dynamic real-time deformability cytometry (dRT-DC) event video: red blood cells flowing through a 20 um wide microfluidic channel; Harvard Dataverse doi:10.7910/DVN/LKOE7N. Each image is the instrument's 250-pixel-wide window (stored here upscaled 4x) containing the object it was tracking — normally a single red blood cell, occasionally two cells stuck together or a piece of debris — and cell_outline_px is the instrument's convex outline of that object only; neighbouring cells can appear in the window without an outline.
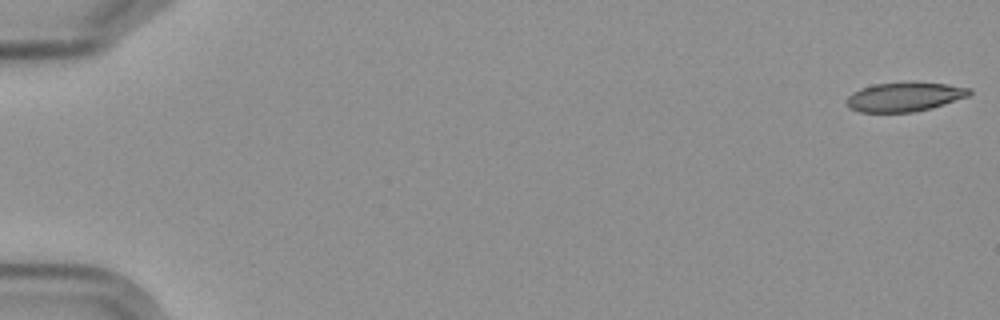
{"species": "Egyptian fruit bat (a non-hibernating species)", "species_latin": "Rousettus aegyptiacus", "temperature_condition": "cold", "stored_images_in_passage": 5, "camera_frame_rate_fps": 3000, "um_per_image_px": 0.085, "frame": {"image": 1, "passage_image": 1, "time_ms": 0.0, "image_size_px": [1000, 320], "cell_outline_px": [[972, 92], [968, 96], [944, 104], [912, 112], [860, 112], [852, 108], [848, 104], [848, 96], [852, 92], [860, 88], [876, 84], [916, 80], [948, 84], [972, 88]], "centroid_in_image_um": [76.93, 8.19], "position_along_channel_um": 8.1, "area_um2": 21.1}}
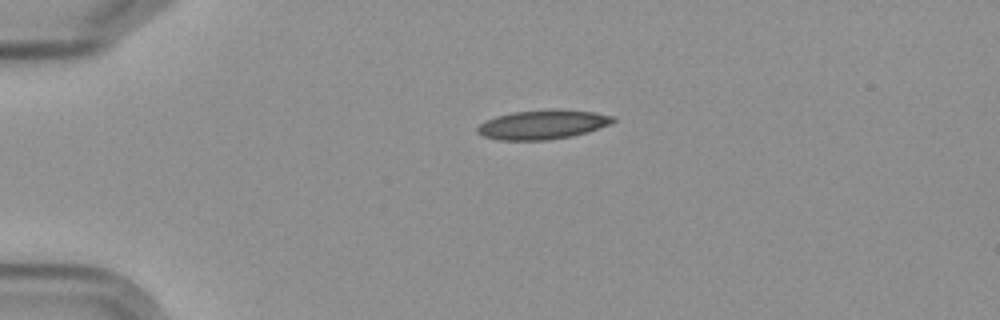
{"frame": {"image": 2, "passage_image": 4, "time_ms": 4.333, "image_size_px": [1000, 320], "cell_outline_px": [[616, 120], [608, 124], [588, 132], [572, 136], [548, 140], [496, 140], [484, 136], [476, 132], [476, 128], [484, 120], [496, 116], [512, 112], [592, 112], [616, 116]], "centroid_in_image_um": [46.05, 10.64], "position_along_channel_um": 38.9, "area_um2": 22.2}}